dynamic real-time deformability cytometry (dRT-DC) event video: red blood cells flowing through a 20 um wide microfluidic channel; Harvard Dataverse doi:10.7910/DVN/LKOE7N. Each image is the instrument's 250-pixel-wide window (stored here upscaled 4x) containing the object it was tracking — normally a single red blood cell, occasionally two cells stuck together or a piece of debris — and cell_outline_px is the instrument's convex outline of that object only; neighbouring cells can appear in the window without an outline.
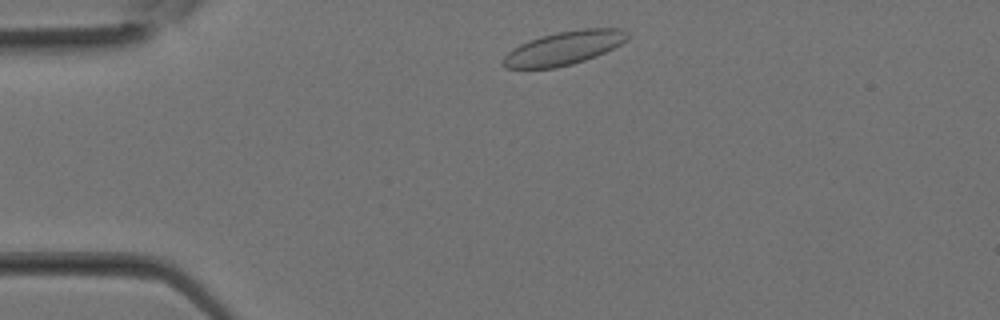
{"species": "Egyptian fruit bat (a non-hibernating species)", "species_latin": "Rousettus aegyptiacus", "temperature_condition": "room temperature", "stored_images_in_passage": 27, "camera_frame_rate_fps": 3000, "um_per_image_px": 0.085, "animal": {"sex": "female"}, "frame": {"image": 1, "passage_image": 2, "time_ms": 0.333, "image_size_px": [1000, 320], "cell_outline_px": [[628, 40], [596, 56], [572, 64], [556, 68], [504, 68], [500, 64], [500, 60], [512, 48], [528, 40], [540, 36], [556, 32], [580, 28], [620, 28], [628, 32]], "centroid_in_image_um": [47.89, 4.08], "position_along_channel_um": 37.1, "area_um2": 24.57}}
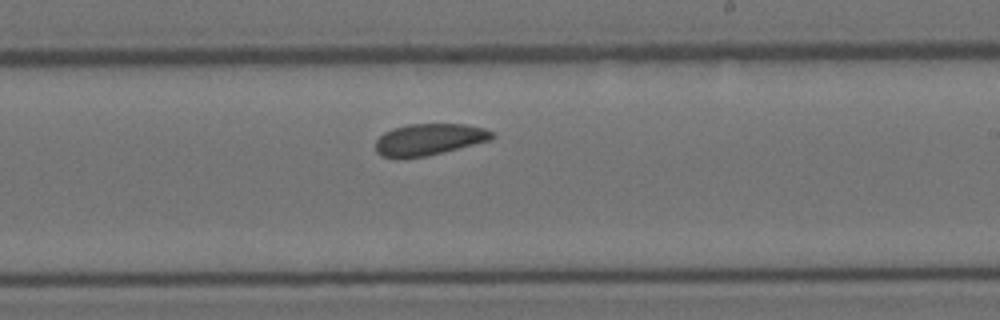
{"frame": {"image": 2, "passage_image": 14, "time_ms": 4.333, "image_size_px": [1000, 320], "cell_outline_px": [[496, 136], [488, 140], [444, 152], [428, 156], [400, 160], [396, 160], [380, 156], [376, 152], [376, 140], [384, 132], [392, 128], [408, 124], [464, 124], [484, 128], [492, 132]], "centroid_in_image_um": [36.39, 11.88], "position_along_channel_um": 252.6, "area_um2": 21.79}}
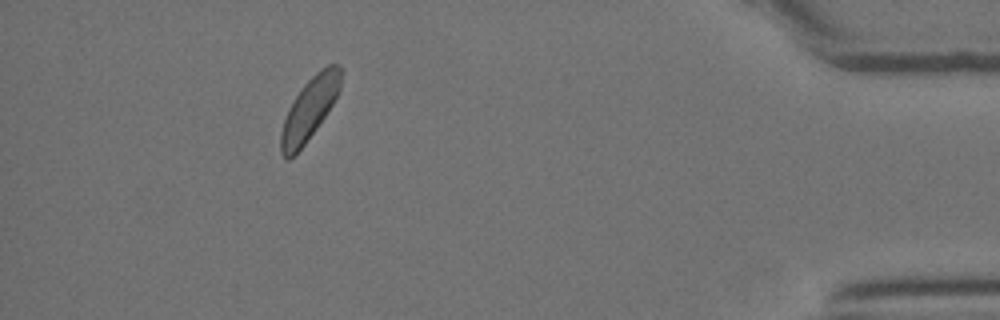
{"frame": {"image": 3, "passage_image": 24, "time_ms": 7.667, "image_size_px": [1000, 320], "cell_outline_px": [[344, 68], [340, 88], [332, 104], [316, 128], [304, 144], [288, 160], [284, 160], [280, 152], [280, 132], [288, 108], [300, 88], [320, 68], [328, 64], [336, 64]], "centroid_in_image_um": [26.3, 9.21], "position_along_channel_um": 408.9, "area_um2": 21.68}}